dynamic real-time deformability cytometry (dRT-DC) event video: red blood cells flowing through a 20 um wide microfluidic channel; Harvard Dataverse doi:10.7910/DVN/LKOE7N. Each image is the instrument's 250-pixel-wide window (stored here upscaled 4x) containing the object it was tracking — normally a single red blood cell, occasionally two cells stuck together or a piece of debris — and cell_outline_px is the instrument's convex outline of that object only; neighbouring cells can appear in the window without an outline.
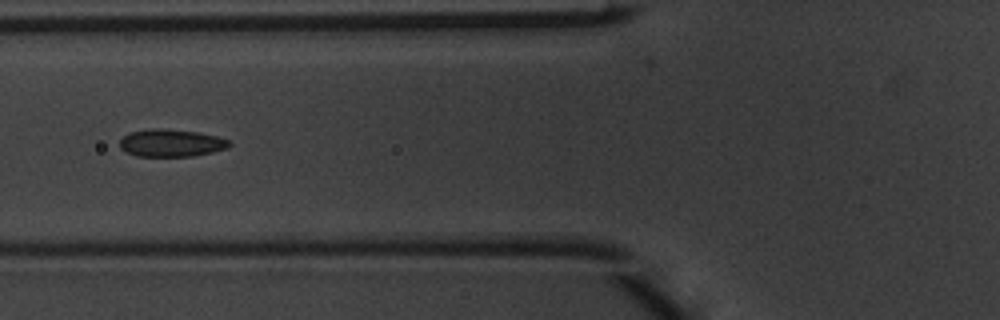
{"species": "common noctule bat (a hibernating species)", "species_latin": "Nyctalus noctula", "temperature_condition": "warm", "stored_images_in_passage": 5, "camera_frame_rate_fps": 3000, "um_per_image_px": 0.085, "animal": {"sex": "male", "body_mass_g": 20.1, "forearm_length_mm": 53.5}, "frame": {"image": 1, "passage_image": 4, "time_ms": 1.0, "image_size_px": [1000, 320], "cell_outline_px": [[232, 144], [228, 148], [212, 152], [192, 156], [136, 156], [124, 152], [120, 148], [120, 140], [124, 136], [132, 132], [156, 128], [196, 132], [216, 136], [228, 140]], "centroid_in_image_um": [14.54, 12.17], "position_along_channel_um": 111.3, "area_um2": 17.34}}